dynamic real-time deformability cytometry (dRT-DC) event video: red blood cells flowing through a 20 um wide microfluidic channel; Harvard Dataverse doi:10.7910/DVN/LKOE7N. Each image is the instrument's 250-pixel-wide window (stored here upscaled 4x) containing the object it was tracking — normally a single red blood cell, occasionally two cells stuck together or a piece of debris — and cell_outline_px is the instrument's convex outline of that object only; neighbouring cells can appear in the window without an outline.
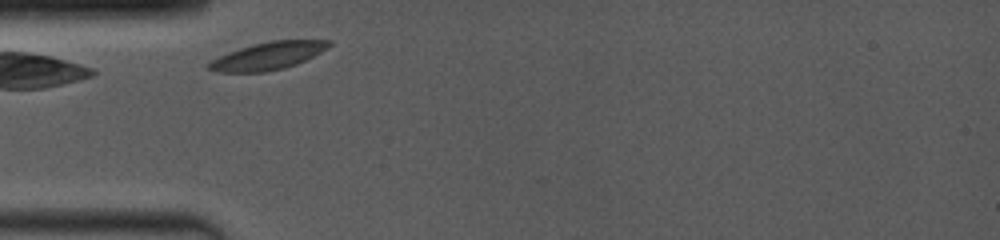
{"species": "common noctule bat (a hibernating species)", "species_latin": "Nyctalus noctula", "temperature_condition": "room temperature", "stored_images_in_passage": 4, "camera_frame_rate_fps": 4000, "um_per_image_px": 0.085, "animal": {"sex": "female", "body_mass_g": 19.0, "forearm_length_mm": 53.3}, "frame": {"image": 1, "passage_image": 1, "time_ms": 0.0, "image_size_px": [1000, 240], "cell_outline_px": [[332, 44], [328, 48], [296, 64], [284, 68], [268, 72], [216, 72], [208, 68], [208, 64], [212, 60], [220, 56], [240, 48], [272, 40], [332, 40]], "centroid_in_image_um": [22.8, 4.75], "position_along_channel_um": 62.2, "area_um2": 19.02}}